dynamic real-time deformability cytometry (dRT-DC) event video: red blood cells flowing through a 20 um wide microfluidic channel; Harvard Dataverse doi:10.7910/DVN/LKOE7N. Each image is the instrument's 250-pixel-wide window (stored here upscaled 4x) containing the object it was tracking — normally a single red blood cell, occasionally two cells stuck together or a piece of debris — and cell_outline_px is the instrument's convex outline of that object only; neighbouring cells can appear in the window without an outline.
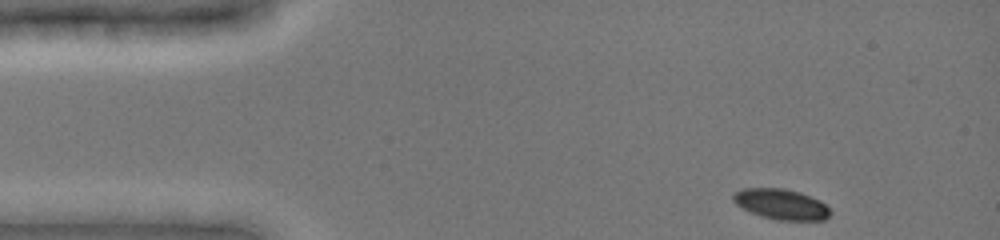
{"species": "common noctule bat (a hibernating species)", "species_latin": "Nyctalus noctula", "temperature_condition": "cold", "stored_images_in_passage": 3, "camera_frame_rate_fps": 3000, "um_per_image_px": 0.085, "animal": {"sex": "female", "body_mass_g": 19.0, "forearm_length_mm": 51.5}, "frame": {"image": 1, "passage_image": 1, "time_ms": 0.0, "image_size_px": [1000, 240], "cell_outline_px": [[832, 212], [824, 220], [776, 220], [760, 216], [736, 204], [732, 200], [732, 192], [744, 188], [784, 188], [800, 192], [820, 200]], "centroid_in_image_um": [66.38, 17.35], "position_along_channel_um": 18.6, "area_um2": 17.28}}